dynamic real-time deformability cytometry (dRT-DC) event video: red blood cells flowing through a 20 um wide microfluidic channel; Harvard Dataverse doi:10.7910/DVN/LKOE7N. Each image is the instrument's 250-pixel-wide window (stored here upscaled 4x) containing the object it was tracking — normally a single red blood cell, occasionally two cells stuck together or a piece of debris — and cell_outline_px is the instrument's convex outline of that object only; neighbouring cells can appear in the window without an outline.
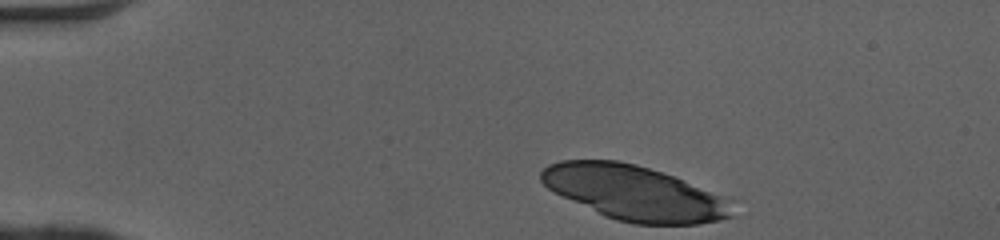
{"species": "human", "species_latin": "Homo sapiens", "temperature_condition": "cold", "stored_images_in_passage": 35, "camera_frame_rate_fps": 3000, "um_per_image_px": 0.085, "donor": {"sex": "female"}, "frame": {"image": 1, "passage_image": 1, "time_ms": 0.0, "image_size_px": [1000, 240], "cell_outline_px": [[736, 200], [732, 216], [720, 220], [700, 224], [632, 224], [616, 220], [604, 216], [548, 188], [540, 180], [540, 172], [548, 164], [560, 160], [616, 160], [636, 164], [672, 176], [728, 196]], "centroid_in_image_um": [54.01, 16.4], "position_along_channel_um": 31.0, "area_um2": 61.15}}